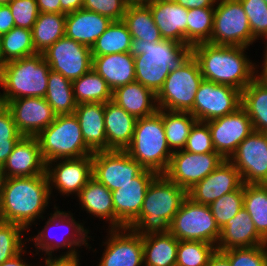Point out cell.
I'll use <instances>...</instances> for the list:
<instances>
[{"label": "cell", "mask_w": 267, "mask_h": 266, "mask_svg": "<svg viewBox=\"0 0 267 266\" xmlns=\"http://www.w3.org/2000/svg\"><path fill=\"white\" fill-rule=\"evenodd\" d=\"M51 200L47 175L4 178L0 194V220L16 223L31 231ZM36 221V222H35Z\"/></svg>", "instance_id": "6da1fadb"}, {"label": "cell", "mask_w": 267, "mask_h": 266, "mask_svg": "<svg viewBox=\"0 0 267 266\" xmlns=\"http://www.w3.org/2000/svg\"><path fill=\"white\" fill-rule=\"evenodd\" d=\"M246 50L249 48L198 43L190 48V53L199 65L203 80L243 91L257 77L258 69Z\"/></svg>", "instance_id": "7a4b0ae2"}, {"label": "cell", "mask_w": 267, "mask_h": 266, "mask_svg": "<svg viewBox=\"0 0 267 266\" xmlns=\"http://www.w3.org/2000/svg\"><path fill=\"white\" fill-rule=\"evenodd\" d=\"M129 53L134 57L136 81L157 94L171 69L190 54V48L174 40L149 43L132 39Z\"/></svg>", "instance_id": "3957f363"}, {"label": "cell", "mask_w": 267, "mask_h": 266, "mask_svg": "<svg viewBox=\"0 0 267 266\" xmlns=\"http://www.w3.org/2000/svg\"><path fill=\"white\" fill-rule=\"evenodd\" d=\"M186 197L185 189L158 174L148 186L140 214L127 227L141 236L169 232V224Z\"/></svg>", "instance_id": "277c9868"}, {"label": "cell", "mask_w": 267, "mask_h": 266, "mask_svg": "<svg viewBox=\"0 0 267 266\" xmlns=\"http://www.w3.org/2000/svg\"><path fill=\"white\" fill-rule=\"evenodd\" d=\"M54 209V212L48 215L43 228L38 230V234L30 235L28 238V241L33 242L35 246L34 255H39V252L42 255H57L58 250L61 252L60 250L64 249L65 252L59 255L77 256L80 255L78 249L83 245L90 251L92 246L89 245L88 240L92 236L88 235L90 230L84 227L85 223L76 221L73 213L62 211L56 204Z\"/></svg>", "instance_id": "5b68a950"}, {"label": "cell", "mask_w": 267, "mask_h": 266, "mask_svg": "<svg viewBox=\"0 0 267 266\" xmlns=\"http://www.w3.org/2000/svg\"><path fill=\"white\" fill-rule=\"evenodd\" d=\"M50 70L42 53L0 65V101L5 105L23 97L44 98Z\"/></svg>", "instance_id": "8992f818"}, {"label": "cell", "mask_w": 267, "mask_h": 266, "mask_svg": "<svg viewBox=\"0 0 267 266\" xmlns=\"http://www.w3.org/2000/svg\"><path fill=\"white\" fill-rule=\"evenodd\" d=\"M125 151L145 169L157 174L167 171L173 152L167 144L162 116L158 112L137 118L131 144Z\"/></svg>", "instance_id": "52a82bcc"}, {"label": "cell", "mask_w": 267, "mask_h": 266, "mask_svg": "<svg viewBox=\"0 0 267 266\" xmlns=\"http://www.w3.org/2000/svg\"><path fill=\"white\" fill-rule=\"evenodd\" d=\"M36 137L46 164L58 159H76L94 153L86 145L74 114L56 116Z\"/></svg>", "instance_id": "ba28073f"}, {"label": "cell", "mask_w": 267, "mask_h": 266, "mask_svg": "<svg viewBox=\"0 0 267 266\" xmlns=\"http://www.w3.org/2000/svg\"><path fill=\"white\" fill-rule=\"evenodd\" d=\"M202 81L199 65L190 53L171 69L156 94L158 109L189 112L193 108L195 95Z\"/></svg>", "instance_id": "9c48e42d"}, {"label": "cell", "mask_w": 267, "mask_h": 266, "mask_svg": "<svg viewBox=\"0 0 267 266\" xmlns=\"http://www.w3.org/2000/svg\"><path fill=\"white\" fill-rule=\"evenodd\" d=\"M169 232L179 241L217 245L221 229L208 205L196 203L187 196L169 224Z\"/></svg>", "instance_id": "30bf717a"}, {"label": "cell", "mask_w": 267, "mask_h": 266, "mask_svg": "<svg viewBox=\"0 0 267 266\" xmlns=\"http://www.w3.org/2000/svg\"><path fill=\"white\" fill-rule=\"evenodd\" d=\"M256 41L241 2L217 0L211 39L207 43L249 48Z\"/></svg>", "instance_id": "8fae6325"}, {"label": "cell", "mask_w": 267, "mask_h": 266, "mask_svg": "<svg viewBox=\"0 0 267 266\" xmlns=\"http://www.w3.org/2000/svg\"><path fill=\"white\" fill-rule=\"evenodd\" d=\"M189 111L197 121L210 120L234 113L241 107L242 91L224 84L203 80Z\"/></svg>", "instance_id": "7c38bea8"}, {"label": "cell", "mask_w": 267, "mask_h": 266, "mask_svg": "<svg viewBox=\"0 0 267 266\" xmlns=\"http://www.w3.org/2000/svg\"><path fill=\"white\" fill-rule=\"evenodd\" d=\"M92 177L110 191L131 182L145 168L125 150H104L92 155Z\"/></svg>", "instance_id": "4fadbf2b"}, {"label": "cell", "mask_w": 267, "mask_h": 266, "mask_svg": "<svg viewBox=\"0 0 267 266\" xmlns=\"http://www.w3.org/2000/svg\"><path fill=\"white\" fill-rule=\"evenodd\" d=\"M224 160L218 152L195 154L178 150L173 152L164 175L170 181L188 191L197 182L213 172Z\"/></svg>", "instance_id": "5bb4252c"}, {"label": "cell", "mask_w": 267, "mask_h": 266, "mask_svg": "<svg viewBox=\"0 0 267 266\" xmlns=\"http://www.w3.org/2000/svg\"><path fill=\"white\" fill-rule=\"evenodd\" d=\"M42 54L52 71L61 73L71 81L92 68L91 48L66 36L58 39Z\"/></svg>", "instance_id": "9a60e30c"}, {"label": "cell", "mask_w": 267, "mask_h": 266, "mask_svg": "<svg viewBox=\"0 0 267 266\" xmlns=\"http://www.w3.org/2000/svg\"><path fill=\"white\" fill-rule=\"evenodd\" d=\"M229 161L239 171L243 184H267V133L253 131Z\"/></svg>", "instance_id": "2e32d148"}, {"label": "cell", "mask_w": 267, "mask_h": 266, "mask_svg": "<svg viewBox=\"0 0 267 266\" xmlns=\"http://www.w3.org/2000/svg\"><path fill=\"white\" fill-rule=\"evenodd\" d=\"M106 230L107 236L101 245L104 251L96 266H144L140 234L128 227Z\"/></svg>", "instance_id": "e0dca14e"}, {"label": "cell", "mask_w": 267, "mask_h": 266, "mask_svg": "<svg viewBox=\"0 0 267 266\" xmlns=\"http://www.w3.org/2000/svg\"><path fill=\"white\" fill-rule=\"evenodd\" d=\"M46 174L49 180L50 194L53 198V188L60 196H76L92 177V156L87 155L76 159H58L46 164Z\"/></svg>", "instance_id": "ac0fdd59"}, {"label": "cell", "mask_w": 267, "mask_h": 266, "mask_svg": "<svg viewBox=\"0 0 267 266\" xmlns=\"http://www.w3.org/2000/svg\"><path fill=\"white\" fill-rule=\"evenodd\" d=\"M206 123L215 152H218L225 160H229L238 145L254 131L252 121L242 107L234 113Z\"/></svg>", "instance_id": "d6986e66"}, {"label": "cell", "mask_w": 267, "mask_h": 266, "mask_svg": "<svg viewBox=\"0 0 267 266\" xmlns=\"http://www.w3.org/2000/svg\"><path fill=\"white\" fill-rule=\"evenodd\" d=\"M157 175L144 169L131 182L112 191L114 228L127 227L140 214L148 186Z\"/></svg>", "instance_id": "ffe728a7"}, {"label": "cell", "mask_w": 267, "mask_h": 266, "mask_svg": "<svg viewBox=\"0 0 267 266\" xmlns=\"http://www.w3.org/2000/svg\"><path fill=\"white\" fill-rule=\"evenodd\" d=\"M11 112L16 128L22 136L36 137L56 118L45 98L23 97L5 104Z\"/></svg>", "instance_id": "44dd1931"}, {"label": "cell", "mask_w": 267, "mask_h": 266, "mask_svg": "<svg viewBox=\"0 0 267 266\" xmlns=\"http://www.w3.org/2000/svg\"><path fill=\"white\" fill-rule=\"evenodd\" d=\"M242 185L239 171L229 160H224L213 172L188 190L187 196L196 203L209 206L222 195L238 190Z\"/></svg>", "instance_id": "7402d4cb"}, {"label": "cell", "mask_w": 267, "mask_h": 266, "mask_svg": "<svg viewBox=\"0 0 267 266\" xmlns=\"http://www.w3.org/2000/svg\"><path fill=\"white\" fill-rule=\"evenodd\" d=\"M1 168L4 178L47 175L38 138L23 136Z\"/></svg>", "instance_id": "603a6c76"}, {"label": "cell", "mask_w": 267, "mask_h": 266, "mask_svg": "<svg viewBox=\"0 0 267 266\" xmlns=\"http://www.w3.org/2000/svg\"><path fill=\"white\" fill-rule=\"evenodd\" d=\"M145 4L150 8L162 38L187 46L188 9L174 0H151Z\"/></svg>", "instance_id": "cb8c5ba5"}, {"label": "cell", "mask_w": 267, "mask_h": 266, "mask_svg": "<svg viewBox=\"0 0 267 266\" xmlns=\"http://www.w3.org/2000/svg\"><path fill=\"white\" fill-rule=\"evenodd\" d=\"M265 244L267 241L257 232L250 215L243 207L221 228L216 248L218 251H225Z\"/></svg>", "instance_id": "d4e9b609"}, {"label": "cell", "mask_w": 267, "mask_h": 266, "mask_svg": "<svg viewBox=\"0 0 267 266\" xmlns=\"http://www.w3.org/2000/svg\"><path fill=\"white\" fill-rule=\"evenodd\" d=\"M111 23L108 17L79 9L66 15L65 36L91 48Z\"/></svg>", "instance_id": "484cf974"}, {"label": "cell", "mask_w": 267, "mask_h": 266, "mask_svg": "<svg viewBox=\"0 0 267 266\" xmlns=\"http://www.w3.org/2000/svg\"><path fill=\"white\" fill-rule=\"evenodd\" d=\"M107 150H125L132 141L137 118L112 100L104 110Z\"/></svg>", "instance_id": "4316f807"}, {"label": "cell", "mask_w": 267, "mask_h": 266, "mask_svg": "<svg viewBox=\"0 0 267 266\" xmlns=\"http://www.w3.org/2000/svg\"><path fill=\"white\" fill-rule=\"evenodd\" d=\"M92 69L106 81L112 91L136 81L134 57L129 52L92 56Z\"/></svg>", "instance_id": "83f0119b"}, {"label": "cell", "mask_w": 267, "mask_h": 266, "mask_svg": "<svg viewBox=\"0 0 267 266\" xmlns=\"http://www.w3.org/2000/svg\"><path fill=\"white\" fill-rule=\"evenodd\" d=\"M104 110L105 103H82L74 111L83 139L93 152L107 150Z\"/></svg>", "instance_id": "f1b7e54d"}, {"label": "cell", "mask_w": 267, "mask_h": 266, "mask_svg": "<svg viewBox=\"0 0 267 266\" xmlns=\"http://www.w3.org/2000/svg\"><path fill=\"white\" fill-rule=\"evenodd\" d=\"M112 101L136 118L148 117L158 111L156 94L137 81L117 87L112 92Z\"/></svg>", "instance_id": "f546056e"}, {"label": "cell", "mask_w": 267, "mask_h": 266, "mask_svg": "<svg viewBox=\"0 0 267 266\" xmlns=\"http://www.w3.org/2000/svg\"><path fill=\"white\" fill-rule=\"evenodd\" d=\"M81 210L95 218L104 219L109 229L114 228V206L112 191L91 177L76 196Z\"/></svg>", "instance_id": "4dcf8cb0"}, {"label": "cell", "mask_w": 267, "mask_h": 266, "mask_svg": "<svg viewBox=\"0 0 267 266\" xmlns=\"http://www.w3.org/2000/svg\"><path fill=\"white\" fill-rule=\"evenodd\" d=\"M144 266H176L179 240L170 232L142 236Z\"/></svg>", "instance_id": "1f68e13d"}, {"label": "cell", "mask_w": 267, "mask_h": 266, "mask_svg": "<svg viewBox=\"0 0 267 266\" xmlns=\"http://www.w3.org/2000/svg\"><path fill=\"white\" fill-rule=\"evenodd\" d=\"M123 22L127 25L132 39H143L149 43L163 40L150 8L145 3L128 4Z\"/></svg>", "instance_id": "d6a6232c"}, {"label": "cell", "mask_w": 267, "mask_h": 266, "mask_svg": "<svg viewBox=\"0 0 267 266\" xmlns=\"http://www.w3.org/2000/svg\"><path fill=\"white\" fill-rule=\"evenodd\" d=\"M241 107L251 119L254 131L267 133V86L258 77L242 91Z\"/></svg>", "instance_id": "836d02e7"}, {"label": "cell", "mask_w": 267, "mask_h": 266, "mask_svg": "<svg viewBox=\"0 0 267 266\" xmlns=\"http://www.w3.org/2000/svg\"><path fill=\"white\" fill-rule=\"evenodd\" d=\"M162 116L166 141L172 152L183 150L196 118L187 111L158 109Z\"/></svg>", "instance_id": "e575fe53"}, {"label": "cell", "mask_w": 267, "mask_h": 266, "mask_svg": "<svg viewBox=\"0 0 267 266\" xmlns=\"http://www.w3.org/2000/svg\"><path fill=\"white\" fill-rule=\"evenodd\" d=\"M66 15L61 13H39L31 29L37 53L44 52L58 39L65 36Z\"/></svg>", "instance_id": "d590c367"}, {"label": "cell", "mask_w": 267, "mask_h": 266, "mask_svg": "<svg viewBox=\"0 0 267 266\" xmlns=\"http://www.w3.org/2000/svg\"><path fill=\"white\" fill-rule=\"evenodd\" d=\"M76 104L106 103L112 100V90L106 81L92 68L80 78L72 81Z\"/></svg>", "instance_id": "8d00e7d4"}, {"label": "cell", "mask_w": 267, "mask_h": 266, "mask_svg": "<svg viewBox=\"0 0 267 266\" xmlns=\"http://www.w3.org/2000/svg\"><path fill=\"white\" fill-rule=\"evenodd\" d=\"M44 98L53 108L56 116L74 114L77 104L74 99L72 81L61 73L50 70Z\"/></svg>", "instance_id": "74e56055"}, {"label": "cell", "mask_w": 267, "mask_h": 266, "mask_svg": "<svg viewBox=\"0 0 267 266\" xmlns=\"http://www.w3.org/2000/svg\"><path fill=\"white\" fill-rule=\"evenodd\" d=\"M132 36L127 25L122 21H112L106 31L91 47L92 56L107 54L128 53L131 47Z\"/></svg>", "instance_id": "f35d334b"}, {"label": "cell", "mask_w": 267, "mask_h": 266, "mask_svg": "<svg viewBox=\"0 0 267 266\" xmlns=\"http://www.w3.org/2000/svg\"><path fill=\"white\" fill-rule=\"evenodd\" d=\"M37 54L31 30L13 27L1 37L0 65Z\"/></svg>", "instance_id": "ab89813d"}, {"label": "cell", "mask_w": 267, "mask_h": 266, "mask_svg": "<svg viewBox=\"0 0 267 266\" xmlns=\"http://www.w3.org/2000/svg\"><path fill=\"white\" fill-rule=\"evenodd\" d=\"M244 208L267 241V184H244Z\"/></svg>", "instance_id": "60d3db41"}, {"label": "cell", "mask_w": 267, "mask_h": 266, "mask_svg": "<svg viewBox=\"0 0 267 266\" xmlns=\"http://www.w3.org/2000/svg\"><path fill=\"white\" fill-rule=\"evenodd\" d=\"M215 7L188 9L187 46L207 43L213 30Z\"/></svg>", "instance_id": "b9f144b4"}, {"label": "cell", "mask_w": 267, "mask_h": 266, "mask_svg": "<svg viewBox=\"0 0 267 266\" xmlns=\"http://www.w3.org/2000/svg\"><path fill=\"white\" fill-rule=\"evenodd\" d=\"M26 231L16 223L0 220V265L26 248L29 243L28 237H24L28 234Z\"/></svg>", "instance_id": "7bdbcfd3"}, {"label": "cell", "mask_w": 267, "mask_h": 266, "mask_svg": "<svg viewBox=\"0 0 267 266\" xmlns=\"http://www.w3.org/2000/svg\"><path fill=\"white\" fill-rule=\"evenodd\" d=\"M216 250L207 242L179 241L176 266H206Z\"/></svg>", "instance_id": "ee69618b"}, {"label": "cell", "mask_w": 267, "mask_h": 266, "mask_svg": "<svg viewBox=\"0 0 267 266\" xmlns=\"http://www.w3.org/2000/svg\"><path fill=\"white\" fill-rule=\"evenodd\" d=\"M209 207L221 229L244 207V184L238 190L222 195L213 201Z\"/></svg>", "instance_id": "f6af8a7d"}, {"label": "cell", "mask_w": 267, "mask_h": 266, "mask_svg": "<svg viewBox=\"0 0 267 266\" xmlns=\"http://www.w3.org/2000/svg\"><path fill=\"white\" fill-rule=\"evenodd\" d=\"M22 137L16 128L11 112L4 105L0 109V166L4 164Z\"/></svg>", "instance_id": "bcb514c9"}, {"label": "cell", "mask_w": 267, "mask_h": 266, "mask_svg": "<svg viewBox=\"0 0 267 266\" xmlns=\"http://www.w3.org/2000/svg\"><path fill=\"white\" fill-rule=\"evenodd\" d=\"M249 20L252 35L267 45V4L263 0H239Z\"/></svg>", "instance_id": "7dc6e473"}, {"label": "cell", "mask_w": 267, "mask_h": 266, "mask_svg": "<svg viewBox=\"0 0 267 266\" xmlns=\"http://www.w3.org/2000/svg\"><path fill=\"white\" fill-rule=\"evenodd\" d=\"M230 266H267V244L221 251Z\"/></svg>", "instance_id": "c3c4849f"}, {"label": "cell", "mask_w": 267, "mask_h": 266, "mask_svg": "<svg viewBox=\"0 0 267 266\" xmlns=\"http://www.w3.org/2000/svg\"><path fill=\"white\" fill-rule=\"evenodd\" d=\"M183 150L195 154L215 152L211 133L206 122L197 121L193 125Z\"/></svg>", "instance_id": "681fc988"}, {"label": "cell", "mask_w": 267, "mask_h": 266, "mask_svg": "<svg viewBox=\"0 0 267 266\" xmlns=\"http://www.w3.org/2000/svg\"><path fill=\"white\" fill-rule=\"evenodd\" d=\"M10 7L15 27L31 30L39 15L36 0H12Z\"/></svg>", "instance_id": "f907efd6"}, {"label": "cell", "mask_w": 267, "mask_h": 266, "mask_svg": "<svg viewBox=\"0 0 267 266\" xmlns=\"http://www.w3.org/2000/svg\"><path fill=\"white\" fill-rule=\"evenodd\" d=\"M128 4L127 0H83V9L122 21Z\"/></svg>", "instance_id": "816d5d0a"}, {"label": "cell", "mask_w": 267, "mask_h": 266, "mask_svg": "<svg viewBox=\"0 0 267 266\" xmlns=\"http://www.w3.org/2000/svg\"><path fill=\"white\" fill-rule=\"evenodd\" d=\"M45 257V258H44ZM39 258L43 266H81V256L45 255ZM80 257V258H79ZM43 259V260H42ZM36 266H39L36 264ZM41 266V265H40Z\"/></svg>", "instance_id": "f5cc1de1"}, {"label": "cell", "mask_w": 267, "mask_h": 266, "mask_svg": "<svg viewBox=\"0 0 267 266\" xmlns=\"http://www.w3.org/2000/svg\"><path fill=\"white\" fill-rule=\"evenodd\" d=\"M13 27L15 22L8 5H0V34L8 33Z\"/></svg>", "instance_id": "db71d44e"}, {"label": "cell", "mask_w": 267, "mask_h": 266, "mask_svg": "<svg viewBox=\"0 0 267 266\" xmlns=\"http://www.w3.org/2000/svg\"><path fill=\"white\" fill-rule=\"evenodd\" d=\"M39 13H61L60 0H36Z\"/></svg>", "instance_id": "11a10c76"}, {"label": "cell", "mask_w": 267, "mask_h": 266, "mask_svg": "<svg viewBox=\"0 0 267 266\" xmlns=\"http://www.w3.org/2000/svg\"><path fill=\"white\" fill-rule=\"evenodd\" d=\"M186 9L215 7L217 0H174Z\"/></svg>", "instance_id": "9f6ffc18"}, {"label": "cell", "mask_w": 267, "mask_h": 266, "mask_svg": "<svg viewBox=\"0 0 267 266\" xmlns=\"http://www.w3.org/2000/svg\"><path fill=\"white\" fill-rule=\"evenodd\" d=\"M61 14H68L83 9V0H60Z\"/></svg>", "instance_id": "6f0895ef"}, {"label": "cell", "mask_w": 267, "mask_h": 266, "mask_svg": "<svg viewBox=\"0 0 267 266\" xmlns=\"http://www.w3.org/2000/svg\"><path fill=\"white\" fill-rule=\"evenodd\" d=\"M26 249L27 247L23 251H21L19 254H17L15 257L2 263L0 266H32L33 265L32 263L30 264L29 262L28 264V261L26 262L27 258L26 259L23 258V256H25L28 251ZM33 266H35V264Z\"/></svg>", "instance_id": "680465c9"}, {"label": "cell", "mask_w": 267, "mask_h": 266, "mask_svg": "<svg viewBox=\"0 0 267 266\" xmlns=\"http://www.w3.org/2000/svg\"><path fill=\"white\" fill-rule=\"evenodd\" d=\"M206 266H230V263L221 251L216 250Z\"/></svg>", "instance_id": "91938a15"}, {"label": "cell", "mask_w": 267, "mask_h": 266, "mask_svg": "<svg viewBox=\"0 0 267 266\" xmlns=\"http://www.w3.org/2000/svg\"><path fill=\"white\" fill-rule=\"evenodd\" d=\"M263 61L260 66L257 64V68H261L260 71L257 70V77L267 86V54H262Z\"/></svg>", "instance_id": "94428289"}, {"label": "cell", "mask_w": 267, "mask_h": 266, "mask_svg": "<svg viewBox=\"0 0 267 266\" xmlns=\"http://www.w3.org/2000/svg\"><path fill=\"white\" fill-rule=\"evenodd\" d=\"M151 0H127L129 4H139V3H147Z\"/></svg>", "instance_id": "6125c7cd"}, {"label": "cell", "mask_w": 267, "mask_h": 266, "mask_svg": "<svg viewBox=\"0 0 267 266\" xmlns=\"http://www.w3.org/2000/svg\"><path fill=\"white\" fill-rule=\"evenodd\" d=\"M3 180H4L3 171H2V168L0 166V194H1Z\"/></svg>", "instance_id": "be15d7a7"}, {"label": "cell", "mask_w": 267, "mask_h": 266, "mask_svg": "<svg viewBox=\"0 0 267 266\" xmlns=\"http://www.w3.org/2000/svg\"><path fill=\"white\" fill-rule=\"evenodd\" d=\"M12 0H0V5H8Z\"/></svg>", "instance_id": "e7e4bbea"}, {"label": "cell", "mask_w": 267, "mask_h": 266, "mask_svg": "<svg viewBox=\"0 0 267 266\" xmlns=\"http://www.w3.org/2000/svg\"><path fill=\"white\" fill-rule=\"evenodd\" d=\"M264 48H265V49H264L265 52L263 51V53H264V54H267V45H265Z\"/></svg>", "instance_id": "03108f58"}, {"label": "cell", "mask_w": 267, "mask_h": 266, "mask_svg": "<svg viewBox=\"0 0 267 266\" xmlns=\"http://www.w3.org/2000/svg\"><path fill=\"white\" fill-rule=\"evenodd\" d=\"M4 106V104L0 101V109Z\"/></svg>", "instance_id": "003e7915"}]
</instances>
